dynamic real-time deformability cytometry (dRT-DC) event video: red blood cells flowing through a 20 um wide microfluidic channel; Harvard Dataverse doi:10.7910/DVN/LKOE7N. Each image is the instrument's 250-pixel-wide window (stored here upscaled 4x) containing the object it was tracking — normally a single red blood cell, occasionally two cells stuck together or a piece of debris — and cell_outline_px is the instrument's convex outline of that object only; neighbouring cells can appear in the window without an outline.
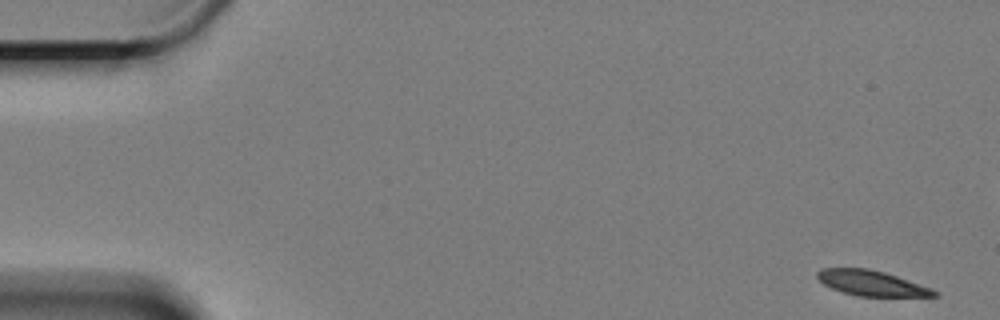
{"species": "Egyptian fruit bat (a non-hibernating species)", "species_latin": "Rousettus aegyptiacus", "temperature_condition": "cold", "stored_images_in_passage": 30, "camera_frame_rate_fps": 3000, "um_per_image_px": 0.085, "animal": {"sex": "female"}, "frame": {"image": 1, "passage_image": 1, "time_ms": 0.0, "image_size_px": [1000, 320], "cell_outline_px": [[940, 296], [856, 296], [832, 288], [824, 284], [816, 276], [816, 272], [820, 268], [868, 268], [884, 272], [932, 288], [940, 292]], "centroid_in_image_um": [74.09, 24.06], "position_along_channel_um": 10.9, "area_um2": 17.17}}
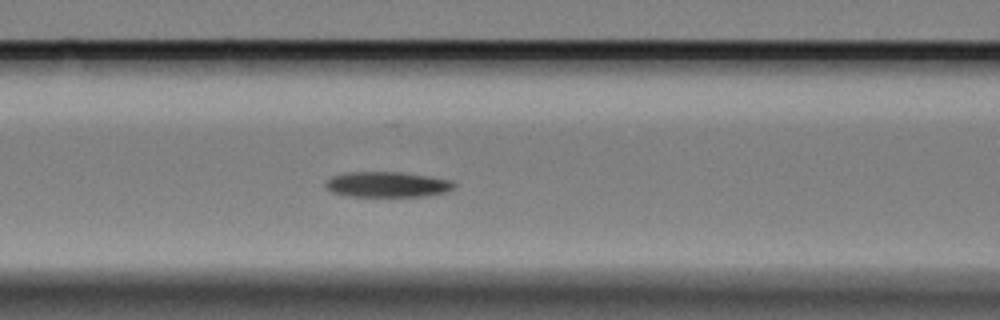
{"frame": {"image": 2, "passage_image": 24, "time_ms": 7.667, "image_size_px": [1000, 320], "cell_outline_px": [[456, 184], [448, 192], [428, 196], [348, 196], [332, 192], [324, 184], [324, 180], [332, 176], [348, 172], [400, 172], [428, 176], [452, 180]], "centroid_in_image_um": [32.92, 15.68], "position_along_channel_um": 133.7, "area_um2": 19.13}}
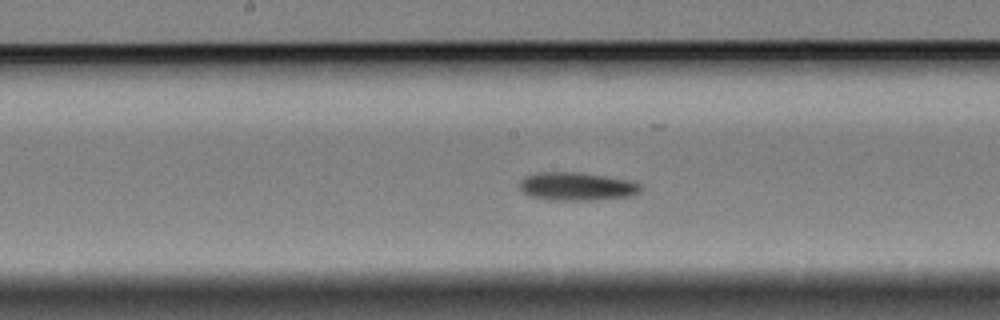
{"frame": {"image": 3, "passage_image": 30, "time_ms": 9.667, "image_size_px": [1000, 320], "cell_outline_px": [[640, 192], [632, 196], [592, 200], [544, 200], [528, 196], [520, 188], [520, 180], [524, 176], [536, 172], [580, 172], [628, 180], [640, 184]], "centroid_in_image_um": [48.97, 15.85], "position_along_channel_um": 199.2, "area_um2": 20.06}}